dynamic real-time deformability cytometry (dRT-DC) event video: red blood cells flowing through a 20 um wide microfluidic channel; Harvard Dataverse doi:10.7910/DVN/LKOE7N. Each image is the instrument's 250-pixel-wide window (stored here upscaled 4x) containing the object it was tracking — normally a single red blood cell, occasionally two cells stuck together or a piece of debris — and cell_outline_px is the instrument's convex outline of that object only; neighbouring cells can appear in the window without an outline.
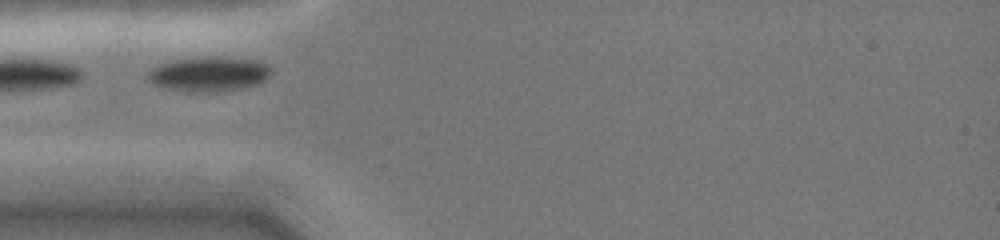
{"species": "common noctule bat (a hibernating species)", "species_latin": "Nyctalus noctula", "temperature_condition": "cold", "stored_images_in_passage": 12, "camera_frame_rate_fps": 3000, "um_per_image_px": 0.085, "animal": {"sex": "female", "body_mass_g": 19.0, "forearm_length_mm": 51.5}, "frame": {"image": 1, "passage_image": 1, "time_ms": 0.0, "image_size_px": [1000, 240], "cell_outline_px": [[272, 72], [264, 80], [256, 84], [240, 88], [220, 92], [184, 92], [152, 84], [148, 80], [148, 72], [156, 64], [176, 60], [256, 60], [272, 68]], "centroid_in_image_um": [17.7, 6.37], "position_along_channel_um": 67.3, "area_um2": 23.76}}
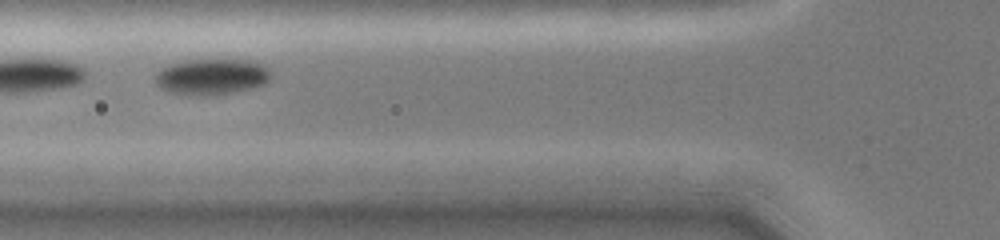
{"frame": {"image": 2, "passage_image": 6, "time_ms": 1.0, "image_size_px": [1000, 240], "cell_outline_px": [[272, 76], [264, 84], [232, 92], [212, 96], [188, 96], [168, 92], [160, 88], [156, 84], [156, 72], [160, 68], [172, 64], [188, 60], [252, 60], [264, 64], [272, 72]], "centroid_in_image_um": [17.98, 6.53], "position_along_channel_um": 107.8, "area_um2": 24.51}}